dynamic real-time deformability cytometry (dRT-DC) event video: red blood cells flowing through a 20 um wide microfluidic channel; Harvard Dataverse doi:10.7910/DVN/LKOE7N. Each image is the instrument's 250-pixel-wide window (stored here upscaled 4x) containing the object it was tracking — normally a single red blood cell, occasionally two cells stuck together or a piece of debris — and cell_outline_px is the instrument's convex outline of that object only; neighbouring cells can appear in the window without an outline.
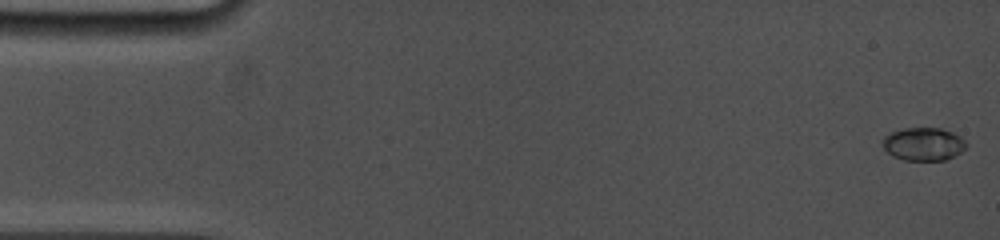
{"species": "common noctule bat (a hibernating species)", "species_latin": "Nyctalus noctula", "temperature_condition": "cold", "stored_images_in_passage": 14, "camera_frame_rate_fps": 5000, "um_per_image_px": 0.085, "animal": {"sex": "female", "body_mass_g": 19.0, "forearm_length_mm": 53.3}, "frame": {"image": 1, "passage_image": 1, "time_ms": 0.0, "image_size_px": [1000, 240], "cell_outline_px": [[968, 144], [956, 156], [944, 160], [904, 160], [892, 156], [884, 148], [880, 140], [884, 136], [892, 132], [904, 128], [940, 128], [952, 132], [960, 136]], "centroid_in_image_um": [78.48, 12.24], "position_along_channel_um": 6.5, "area_um2": 16.18}}
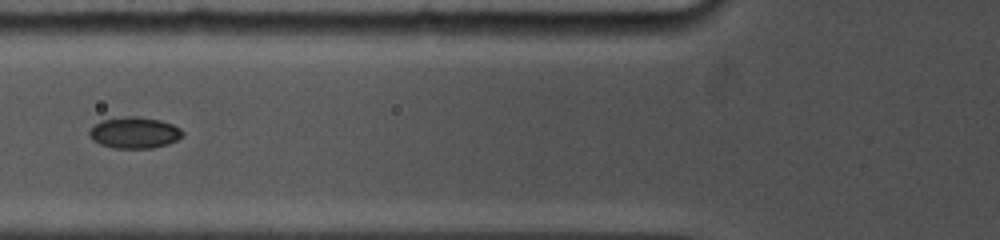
{"frame": {"image": 2, "passage_image": 11, "time_ms": 6.2, "image_size_px": [1000, 240], "cell_outline_px": [[184, 136], [168, 144], [152, 148], [116, 148], [100, 144], [92, 140], [88, 136], [88, 132], [100, 120], [124, 116], [136, 116], [160, 120], [172, 124], [180, 128], [184, 132]], "centroid_in_image_um": [11.43, 11.27], "position_along_channel_um": 114.4, "area_um2": 17.11}}
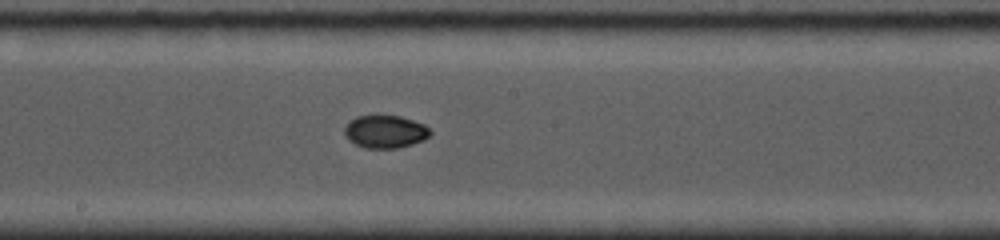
{"frame": {"image": 3, "passage_image": 14, "time_ms": 8.8, "image_size_px": [1000, 240], "cell_outline_px": [[432, 132], [424, 140], [412, 144], [396, 148], [364, 148], [348, 140], [344, 136], [344, 128], [356, 116], [400, 116], [424, 124]], "centroid_in_image_um": [32.74, 11.2], "position_along_channel_um": 215.5, "area_um2": 16.24}}